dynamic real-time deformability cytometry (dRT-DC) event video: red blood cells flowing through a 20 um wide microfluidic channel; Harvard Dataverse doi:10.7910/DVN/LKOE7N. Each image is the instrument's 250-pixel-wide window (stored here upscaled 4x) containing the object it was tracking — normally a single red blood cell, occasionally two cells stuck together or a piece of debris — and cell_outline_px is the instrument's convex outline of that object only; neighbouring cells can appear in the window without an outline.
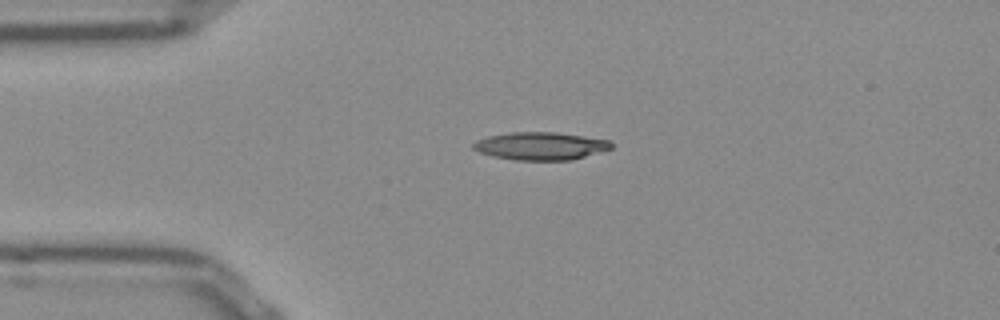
{"species": "Egyptian fruit bat (a non-hibernating species)", "species_latin": "Rousettus aegyptiacus", "temperature_condition": "room temperature", "stored_images_in_passage": 41, "camera_frame_rate_fps": 3000, "um_per_image_px": 0.085, "frame": {"image": 1, "passage_image": 1, "time_ms": 0.0, "image_size_px": [1000, 320], "cell_outline_px": [[612, 148], [584, 156], [568, 160], [516, 160], [496, 156], [480, 152], [472, 148], [472, 144], [476, 140], [488, 136], [508, 132], [556, 132], [584, 136], [608, 140], [612, 144]], "centroid_in_image_um": [45.91, 12.39], "position_along_channel_um": 39.1, "area_um2": 22.08}}
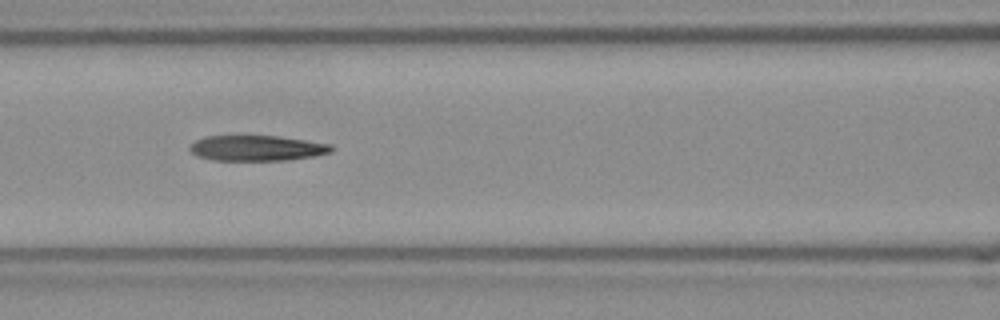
{"frame": {"image": 2, "passage_image": 11, "time_ms": 3.333, "image_size_px": [1000, 320], "cell_outline_px": [[332, 152], [312, 156], [284, 160], [212, 160], [196, 156], [188, 148], [188, 144], [204, 136], [276, 136], [332, 144]], "centroid_in_image_um": [21.77, 12.59], "position_along_channel_um": 144.8, "area_um2": 20.92}}
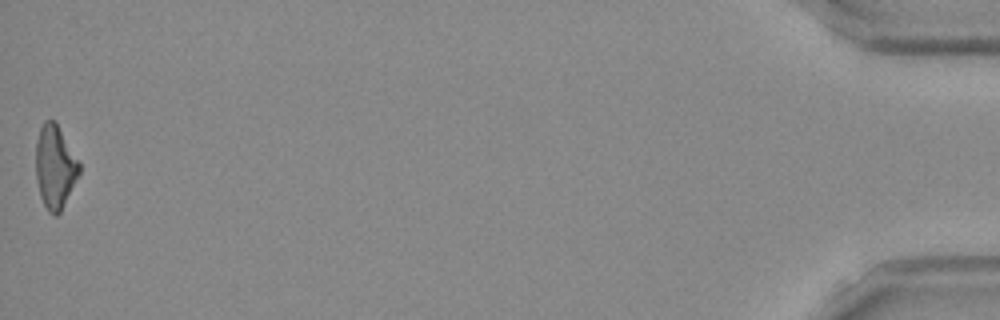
{"frame": {"image": 3, "passage_image": 41, "time_ms": 13.333, "image_size_px": [1000, 320], "cell_outline_px": [[80, 172], [60, 212], [56, 216], [48, 212], [40, 196], [36, 180], [36, 140], [40, 128], [44, 120], [56, 120], [80, 164]], "centroid_in_image_um": [4.66, 14.16], "position_along_channel_um": 430.5, "area_um2": 21.04}, "authors_computed_cell_mechanics": {"area_um2": 21.7328, "velocity_mm_per_s": 3.894, "shape_relaxation_time_tau1_ms": null, "shape_relaxation_time_tau2_ms": 2.7897, "deformation_change_tau1": null, "deformation_change_tau2": 0.1499}}